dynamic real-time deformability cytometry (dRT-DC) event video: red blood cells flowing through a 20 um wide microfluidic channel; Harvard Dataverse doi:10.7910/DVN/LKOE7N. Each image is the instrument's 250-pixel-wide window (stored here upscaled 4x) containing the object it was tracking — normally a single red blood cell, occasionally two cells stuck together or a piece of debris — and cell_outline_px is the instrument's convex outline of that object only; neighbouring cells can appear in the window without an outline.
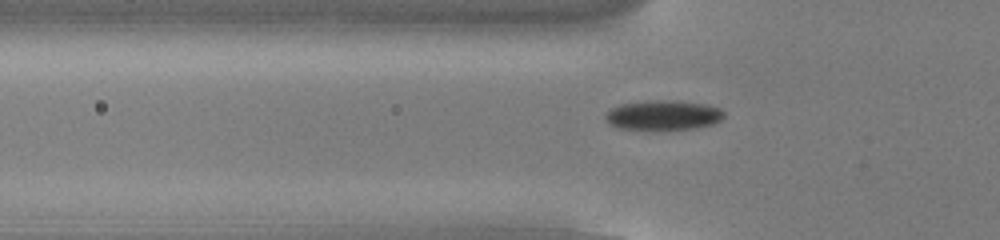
{"species": "common noctule bat (a hibernating species)", "species_latin": "Nyctalus noctula", "temperature_condition": "cold", "stored_images_in_passage": 52, "camera_frame_rate_fps": 3000, "um_per_image_px": 0.085, "animal": {"sex": "male", "body_mass_g": 13.0, "forearm_length_mm": 53.1}, "frame": {"image": 1, "passage_image": 16, "time_ms": 5.0, "image_size_px": [1000, 240], "cell_outline_px": [[724, 116], [716, 124], [696, 128], [656, 132], [652, 132], [620, 128], [608, 124], [604, 116], [612, 108], [620, 104], [656, 100], [672, 100], [704, 104], [720, 108], [724, 112]], "centroid_in_image_um": [56.37, 9.84], "position_along_channel_um": 69.4, "area_um2": 21.27}}
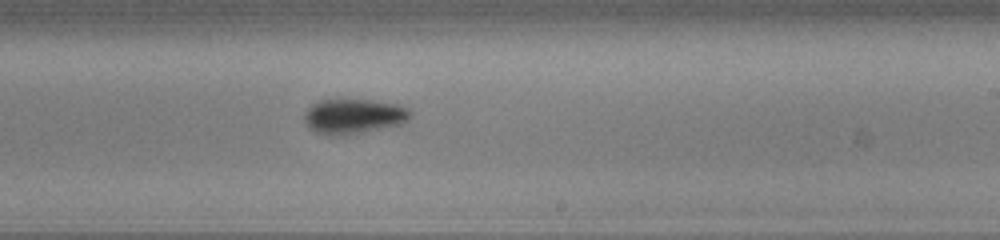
{"frame": {"image": 2, "passage_image": 31, "time_ms": 10.0, "image_size_px": [1000, 240], "cell_outline_px": [[412, 112], [408, 120], [404, 124], [340, 136], [328, 136], [316, 132], [308, 128], [304, 120], [304, 112], [316, 100], [372, 100], [396, 104], [408, 108]], "centroid_in_image_um": [30.04, 9.89], "position_along_channel_um": 259.0, "area_um2": 21.79}}
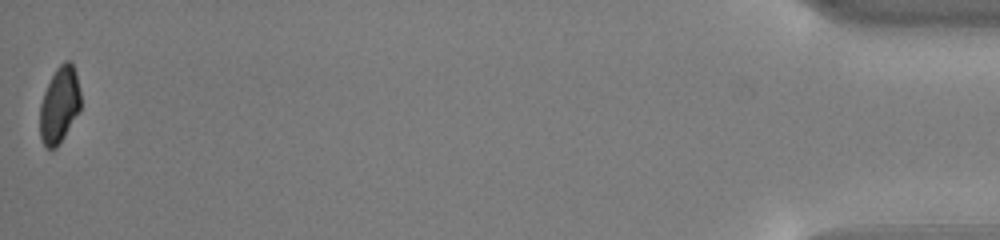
{"frame": {"image": 3, "passage_image": 52, "time_ms": 17.0, "image_size_px": [1000, 240], "cell_outline_px": [[80, 108], [64, 136], [56, 148], [48, 148], [44, 144], [40, 136], [40, 104], [44, 92], [56, 68], [64, 60], [68, 60], [72, 64], [76, 72], [80, 92]], "centroid_in_image_um": [5.04, 8.89], "position_along_channel_um": 430.2, "area_um2": 17.8}, "authors_computed_cell_mechanics": {"area_um2": 19.8832, "velocity_mm_per_s": 3.8054, "shape_relaxation_time_tau1_ms": 2.2719, "shape_relaxation_time_tau2_ms": null, "deformation_change_tau1": 0.0912, "deformation_change_tau2": null}}